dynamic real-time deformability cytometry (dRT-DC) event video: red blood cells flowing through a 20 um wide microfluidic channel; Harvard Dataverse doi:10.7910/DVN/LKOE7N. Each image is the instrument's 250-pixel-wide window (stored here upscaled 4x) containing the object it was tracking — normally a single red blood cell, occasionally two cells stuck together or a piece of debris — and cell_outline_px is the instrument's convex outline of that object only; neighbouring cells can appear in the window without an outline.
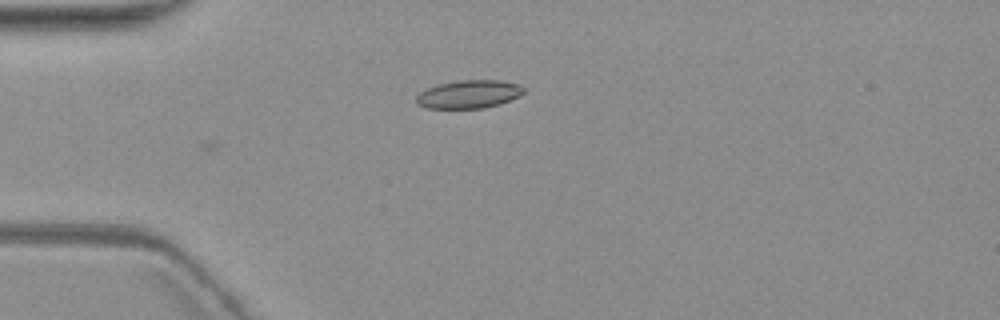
{"species": "common noctule bat (a hibernating species)", "species_latin": "Nyctalus noctula", "temperature_condition": "warm", "stored_images_in_passage": 2, "camera_frame_rate_fps": 3000, "um_per_image_px": 0.085, "animal": {"sex": "female", "body_mass_g": 19.3, "forearm_length_mm": 54.1}, "frame": {"image": 1, "passage_image": 1, "time_ms": 0.0, "image_size_px": [1000, 320], "cell_outline_px": [[524, 92], [500, 104], [484, 108], [424, 108], [416, 104], [416, 96], [420, 92], [428, 88], [440, 84], [460, 80], [500, 80], [520, 84], [524, 88]], "centroid_in_image_um": [39.83, 8.01], "position_along_channel_um": 45.2, "area_um2": 17.51}}